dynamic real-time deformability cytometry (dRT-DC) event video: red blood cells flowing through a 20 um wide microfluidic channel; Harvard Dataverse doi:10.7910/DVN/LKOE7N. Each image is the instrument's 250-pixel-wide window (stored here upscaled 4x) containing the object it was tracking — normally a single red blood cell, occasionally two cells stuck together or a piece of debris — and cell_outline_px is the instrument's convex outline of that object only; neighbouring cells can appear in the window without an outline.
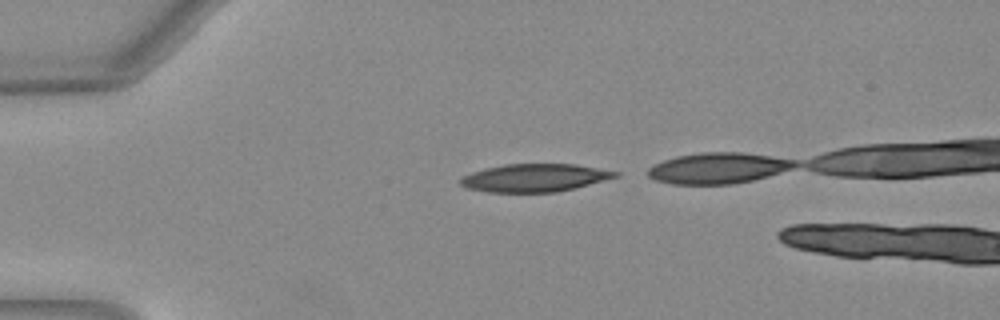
{"species": "Egyptian fruit bat (a non-hibernating species)", "species_latin": "Rousettus aegyptiacus", "temperature_condition": "warm", "stored_images_in_passage": 4, "camera_frame_rate_fps": 3000, "um_per_image_px": 0.085, "animal": {"sex": "female"}, "frame": {"image": 1, "passage_image": 1, "time_ms": 0.0, "image_size_px": [1000, 320], "cell_outline_px": [[620, 176], [556, 192], [488, 192], [468, 188], [460, 184], [460, 180], [464, 176], [472, 172], [484, 168], [504, 164], [576, 164], [620, 172]], "centroid_in_image_um": [45.44, 15.1], "position_along_channel_um": 39.6, "area_um2": 24.97}}